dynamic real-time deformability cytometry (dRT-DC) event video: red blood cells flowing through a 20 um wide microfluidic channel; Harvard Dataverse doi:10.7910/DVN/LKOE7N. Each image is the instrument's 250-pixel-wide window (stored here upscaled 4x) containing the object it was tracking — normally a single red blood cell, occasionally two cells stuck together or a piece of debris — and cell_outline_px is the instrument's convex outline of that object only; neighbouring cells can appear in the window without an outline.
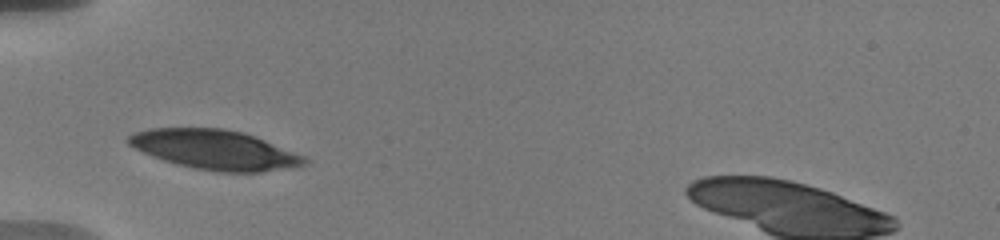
{"species": "human", "species_latin": "Homo sapiens", "temperature_condition": "warm", "stored_images_in_passage": 8, "camera_frame_rate_fps": 3000, "um_per_image_px": 0.085, "donor": {"sex": "male"}, "frame": {"image": 1, "passage_image": 1, "time_ms": 0.0, "image_size_px": [1000, 240], "cell_outline_px": [[308, 164], [288, 168], [260, 172], [220, 172], [196, 168], [176, 164], [152, 156], [128, 144], [128, 136], [136, 132], [152, 128], [224, 128], [244, 132], [256, 136], [304, 156], [308, 160]], "centroid_in_image_um": [18.3, 12.72], "position_along_channel_um": 66.7, "area_um2": 40.34}}
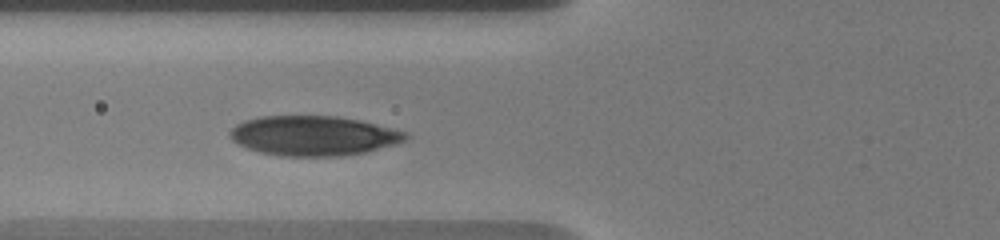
{"frame": {"image": 2, "passage_image": 4, "time_ms": 1.0, "image_size_px": [1000, 240], "cell_outline_px": [[408, 136], [404, 140], [396, 144], [364, 152], [340, 156], [280, 156], [260, 152], [236, 144], [228, 136], [228, 132], [236, 124], [244, 120], [260, 116], [336, 116], [360, 120], [408, 132]], "centroid_in_image_um": [26.6, 11.53], "position_along_channel_um": 99.2, "area_um2": 40.81}}
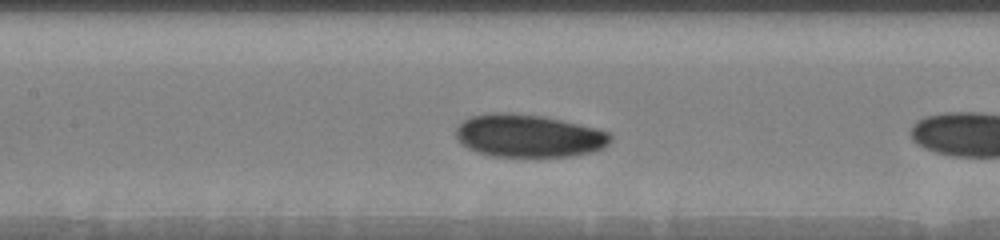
{"frame": {"image": 3, "passage_image": 7, "time_ms": 1.667, "image_size_px": [1000, 240], "cell_outline_px": [[612, 140], [604, 148], [592, 152], [572, 156], [532, 160], [492, 156], [476, 152], [460, 144], [456, 136], [456, 128], [464, 120], [472, 116], [492, 112], [512, 112], [544, 116], [596, 128], [608, 132], [612, 136]], "centroid_in_image_um": [44.94, 11.59], "position_along_channel_um": 162.5, "area_um2": 39.88}}